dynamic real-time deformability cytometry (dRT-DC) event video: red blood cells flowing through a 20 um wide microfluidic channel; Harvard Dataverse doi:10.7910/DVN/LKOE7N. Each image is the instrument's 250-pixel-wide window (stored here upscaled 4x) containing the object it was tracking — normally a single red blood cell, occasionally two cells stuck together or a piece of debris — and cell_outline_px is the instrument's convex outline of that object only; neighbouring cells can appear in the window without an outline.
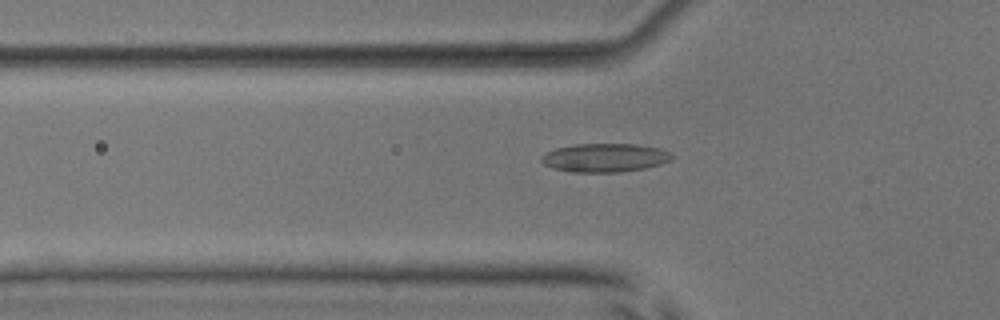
{"species": "common noctule bat (a hibernating species)", "species_latin": "Nyctalus noctula", "temperature_condition": "room temperature", "stored_images_in_passage": 41, "camera_frame_rate_fps": 3000, "um_per_image_px": 0.085, "animal": {"sex": "male", "body_mass_g": 17.9, "forearm_length_mm": 54.2}, "frame": {"image": 1, "passage_image": 7, "time_ms": 2.0, "image_size_px": [1000, 320], "cell_outline_px": [[676, 156], [672, 160], [660, 164], [644, 168], [620, 172], [572, 172], [552, 168], [544, 164], [540, 160], [540, 156], [556, 148], [572, 144], [636, 144], [660, 148], [672, 152]], "centroid_in_image_um": [51.44, 13.4], "position_along_channel_um": 74.4, "area_um2": 21.96}}
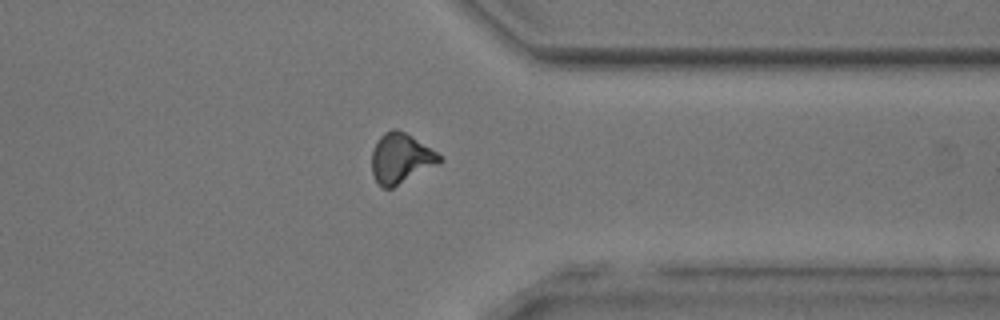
{"frame": {"image": 2, "passage_image": 30, "time_ms": 9.667, "image_size_px": [1000, 320], "cell_outline_px": [[444, 160], [440, 164], [392, 188], [384, 188], [376, 180], [372, 172], [372, 148], [380, 136], [384, 132], [392, 128], [396, 128], [412, 136], [444, 156]], "centroid_in_image_um": [34.11, 13.45], "position_along_channel_um": 377.3, "area_um2": 20.0}}
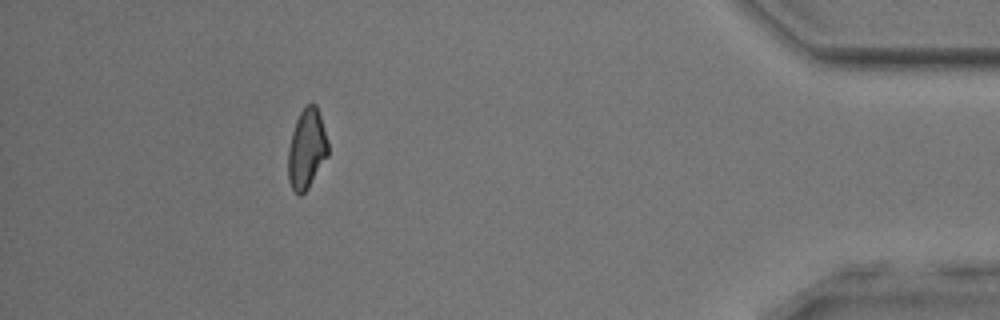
{"frame": {"image": 3, "passage_image": 36, "time_ms": 11.667, "image_size_px": [1000, 320], "cell_outline_px": [[328, 156], [308, 188], [300, 196], [292, 188], [288, 180], [288, 148], [292, 132], [296, 120], [304, 104], [316, 104], [328, 140]], "centroid_in_image_um": [26.07, 12.65], "position_along_channel_um": 409.1, "area_um2": 18.61}, "authors_computed_cell_mechanics": {"area_um2": 19.652, "velocity_mm_per_s": 3.9998, "shape_relaxation_time_tau1_ms": 7.4833, "shape_relaxation_time_tau2_ms": 2.444, "deformation_change_tau1": 0.1612, "deformation_change_tau2": 0.0963}}